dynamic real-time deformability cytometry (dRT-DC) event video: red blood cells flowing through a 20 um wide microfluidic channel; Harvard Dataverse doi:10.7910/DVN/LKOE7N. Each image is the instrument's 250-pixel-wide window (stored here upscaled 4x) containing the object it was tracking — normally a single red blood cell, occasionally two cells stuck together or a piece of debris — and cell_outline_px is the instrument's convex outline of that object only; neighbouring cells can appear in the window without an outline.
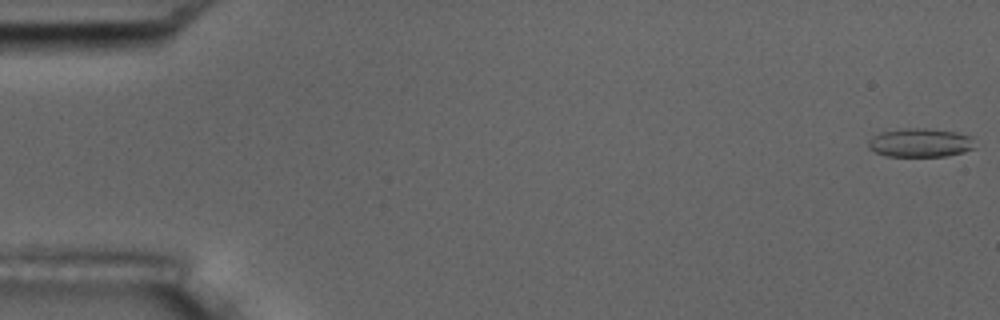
{"species": "common noctule bat (a hibernating species)", "species_latin": "Nyctalus noctula", "temperature_condition": "room temperature", "stored_images_in_passage": 7, "camera_frame_rate_fps": 3000, "um_per_image_px": 0.085, "animal": {"sex": "male", "body_mass_g": 17.5, "forearm_length_mm": 52.3}, "frame": {"image": 1, "passage_image": 1, "time_ms": 0.0, "image_size_px": [1000, 320], "cell_outline_px": [[976, 148], [964, 152], [944, 156], [888, 156], [876, 152], [868, 148], [868, 140], [880, 132], [904, 128], [924, 128], [956, 132], [972, 136]], "centroid_in_image_um": [78.24, 12.13], "position_along_channel_um": 6.8, "area_um2": 17.92}}
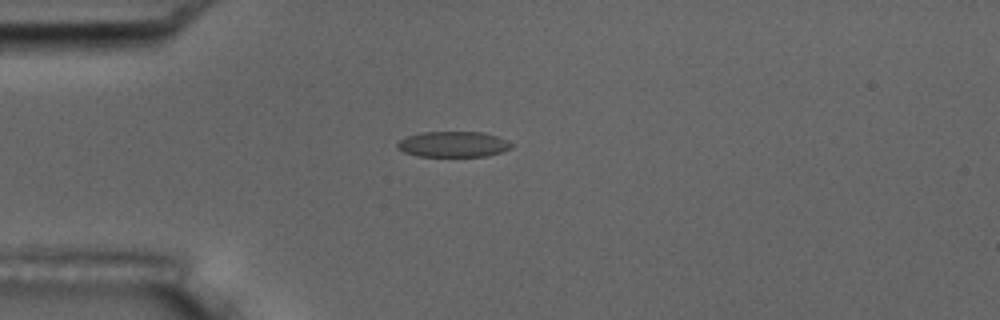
{"frame": {"image": 2, "passage_image": 5, "time_ms": 4.667, "image_size_px": [1000, 320], "cell_outline_px": [[512, 148], [488, 156], [416, 156], [404, 152], [396, 148], [396, 144], [400, 140], [408, 136], [424, 132], [484, 132], [508, 140], [512, 144]], "centroid_in_image_um": [38.53, 12.26], "position_along_channel_um": 46.5, "area_um2": 17.05}}
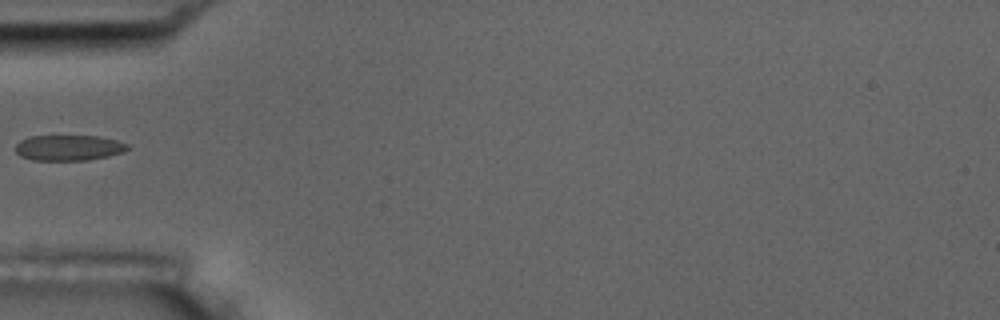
{"frame": {"image": 3, "passage_image": 6, "time_ms": 6.0, "image_size_px": [1000, 320], "cell_outline_px": [[128, 148], [124, 152], [108, 156], [88, 160], [32, 160], [20, 156], [16, 152], [16, 144], [20, 140], [28, 136], [100, 136], [116, 140], [128, 144]], "centroid_in_image_um": [5.83, 12.56], "position_along_channel_um": 79.2, "area_um2": 16.76}}